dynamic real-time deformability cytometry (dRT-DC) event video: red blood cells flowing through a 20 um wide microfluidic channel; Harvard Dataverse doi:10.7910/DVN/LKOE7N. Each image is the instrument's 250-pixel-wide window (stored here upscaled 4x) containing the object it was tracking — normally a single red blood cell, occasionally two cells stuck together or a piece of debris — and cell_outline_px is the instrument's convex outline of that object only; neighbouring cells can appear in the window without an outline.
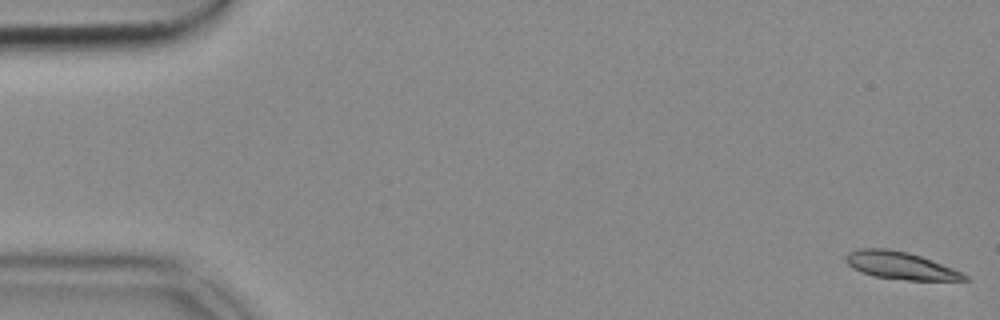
{"species": "common noctule bat (a hibernating species)", "species_latin": "Nyctalus noctula", "temperature_condition": "cold", "stored_images_in_passage": 53, "camera_frame_rate_fps": 3000, "um_per_image_px": 0.085, "animal": {"sex": "female", "body_mass_g": 18.4}, "frame": {"image": 1, "passage_image": 1, "time_ms": 0.0, "image_size_px": [1000, 320], "cell_outline_px": [[972, 280], [908, 280], [872, 276], [860, 272], [852, 268], [844, 260], [844, 256], [848, 252], [860, 248], [888, 248], [908, 252], [932, 260], [964, 272]], "centroid_in_image_um": [76.53, 22.56], "position_along_channel_um": 8.5, "area_um2": 19.25}}
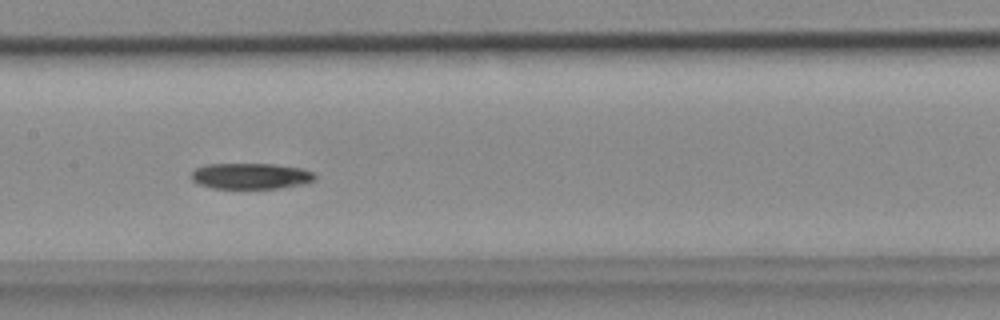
{"frame": {"image": 2, "passage_image": 26, "time_ms": 8.333, "image_size_px": [1000, 320], "cell_outline_px": [[316, 180], [304, 184], [280, 188], [212, 188], [200, 184], [192, 180], [192, 172], [196, 168], [204, 164], [272, 164], [304, 168], [312, 172], [316, 176]], "centroid_in_image_um": [21.35, 14.96], "position_along_channel_um": 186.0, "area_um2": 18.73}}
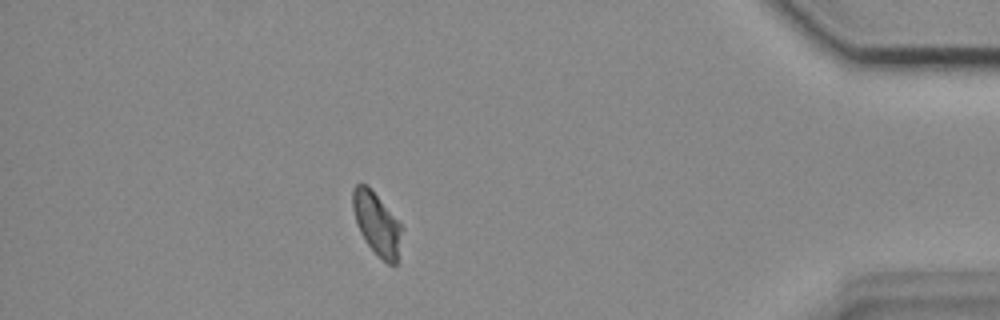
{"frame": {"image": 3, "passage_image": 47, "time_ms": 15.333, "image_size_px": [1000, 320], "cell_outline_px": [[404, 228], [396, 264], [388, 264], [364, 240], [356, 224], [352, 208], [352, 188], [356, 184], [364, 184], [376, 196]], "centroid_in_image_um": [32.02, 19.03], "position_along_channel_um": 403.2, "area_um2": 17.46}}